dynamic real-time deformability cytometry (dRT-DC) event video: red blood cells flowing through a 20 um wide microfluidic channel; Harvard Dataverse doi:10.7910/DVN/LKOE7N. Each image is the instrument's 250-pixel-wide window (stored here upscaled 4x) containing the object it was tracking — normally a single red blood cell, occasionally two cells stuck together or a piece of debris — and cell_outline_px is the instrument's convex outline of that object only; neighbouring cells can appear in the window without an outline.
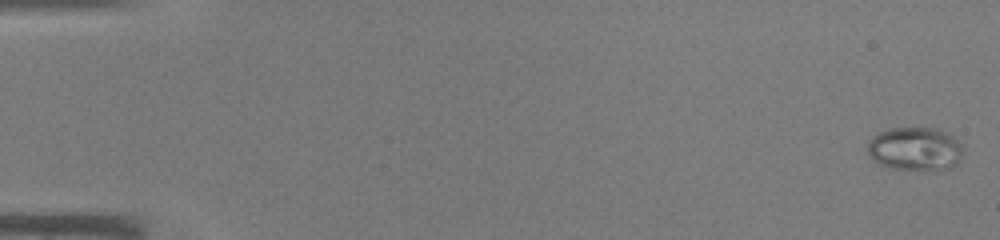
{"species": "common noctule bat (a hibernating species)", "species_latin": "Nyctalus noctula", "temperature_condition": "warm", "stored_images_in_passage": 45, "camera_frame_rate_fps": 3000, "um_per_image_px": 0.085, "animal": {"sex": "male", "body_mass_g": 19.0, "forearm_length_mm": 50.8}, "frame": {"image": 1, "passage_image": 1, "time_ms": 0.0, "image_size_px": [1000, 240], "cell_outline_px": [[960, 156], [956, 164], [948, 168], [892, 168], [880, 164], [872, 160], [868, 152], [868, 140], [872, 136], [888, 128], [936, 128], [952, 136], [960, 144]], "centroid_in_image_um": [77.71, 12.62], "position_along_channel_um": 7.3, "area_um2": 23.47}}
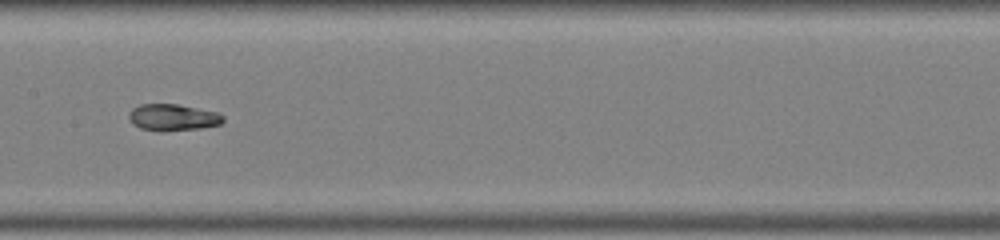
{"frame": {"image": 2, "passage_image": 24, "time_ms": 7.667, "image_size_px": [1000, 240], "cell_outline_px": [[224, 120], [220, 124], [200, 128], [160, 132], [140, 128], [132, 124], [128, 116], [128, 112], [132, 108], [140, 104], [176, 104], [220, 112], [224, 116]], "centroid_in_image_um": [14.68, 9.98], "position_along_channel_um": 192.7, "area_um2": 14.85}}
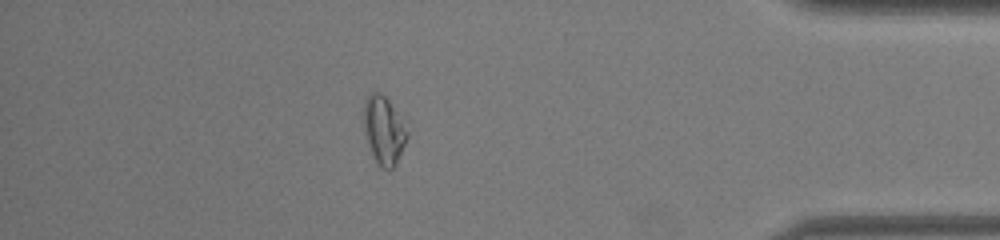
{"frame": {"image": 3, "passage_image": 40, "time_ms": 13.0, "image_size_px": [1000, 240], "cell_outline_px": [[408, 136], [396, 164], [392, 168], [380, 168], [372, 152], [364, 128], [364, 104], [368, 96], [372, 92], [380, 92], [388, 100], [408, 132]], "centroid_in_image_um": [32.62, 11.08], "position_along_channel_um": 402.6, "area_um2": 16.47}}